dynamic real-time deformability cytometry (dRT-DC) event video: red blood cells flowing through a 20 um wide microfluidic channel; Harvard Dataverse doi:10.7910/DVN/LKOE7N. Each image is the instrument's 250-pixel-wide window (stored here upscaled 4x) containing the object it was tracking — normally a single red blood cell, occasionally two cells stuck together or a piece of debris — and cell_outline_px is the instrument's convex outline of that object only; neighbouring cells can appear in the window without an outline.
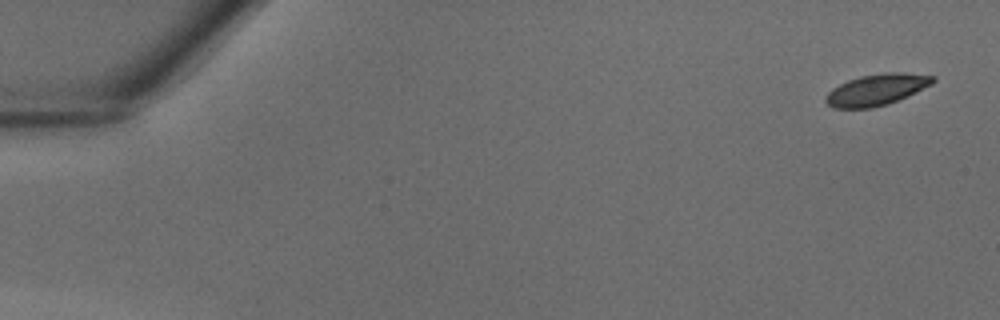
{"species": "common noctule bat (a hibernating species)", "species_latin": "Nyctalus noctula", "temperature_condition": "warm", "stored_images_in_passage": 13, "camera_frame_rate_fps": 3000, "um_per_image_px": 0.085, "animal": {"sex": "male", "body_mass_g": 18.8}, "frame": {"image": 1, "passage_image": 1, "time_ms": 0.0, "image_size_px": [1000, 320], "cell_outline_px": [[936, 80], [932, 84], [888, 104], [872, 108], [832, 108], [824, 100], [824, 96], [832, 88], [848, 80], [860, 76], [888, 72], [904, 72], [936, 76]], "centroid_in_image_um": [74.49, 7.62], "position_along_channel_um": 10.5, "area_um2": 19.54}}
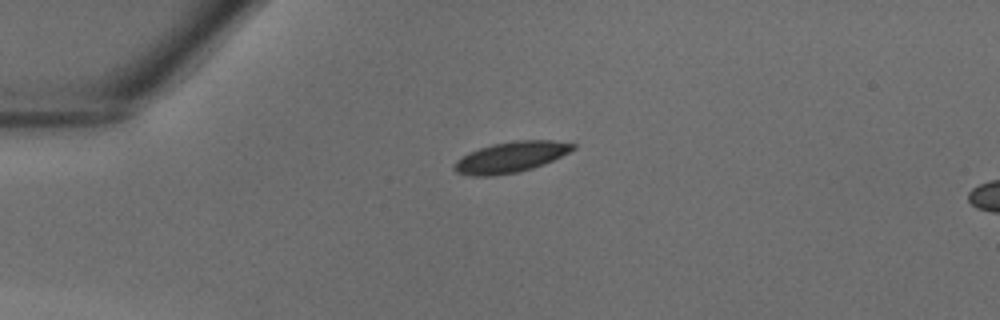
{"frame": {"image": 2, "passage_image": 10, "time_ms": 3.0, "image_size_px": [1000, 320], "cell_outline_px": [[576, 148], [544, 164], [532, 168], [516, 172], [492, 176], [468, 176], [456, 172], [452, 168], [452, 164], [460, 156], [468, 152], [492, 144], [512, 140], [552, 140], [576, 144]], "centroid_in_image_um": [43.35, 13.35], "position_along_channel_um": 41.7, "area_um2": 21.39}}